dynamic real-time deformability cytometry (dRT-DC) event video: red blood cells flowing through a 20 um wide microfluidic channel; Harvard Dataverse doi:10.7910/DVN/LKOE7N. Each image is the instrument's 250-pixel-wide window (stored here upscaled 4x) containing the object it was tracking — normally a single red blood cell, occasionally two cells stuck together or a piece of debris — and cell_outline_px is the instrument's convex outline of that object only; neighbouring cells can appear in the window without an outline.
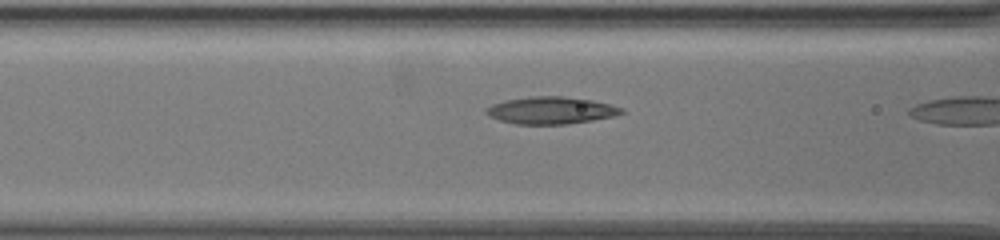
{"species": "common noctule bat (a hibernating species)", "species_latin": "Nyctalus noctula", "temperature_condition": "warm", "stored_images_in_passage": 10, "camera_frame_rate_fps": 3000, "um_per_image_px": 0.085, "animal": {"sex": "female", "body_mass_g": 19.5, "forearm_length_mm": 54.1}, "frame": {"image": 1, "passage_image": 9, "time_ms": 2.667, "image_size_px": [1000, 240], "cell_outline_px": [[624, 112], [616, 116], [568, 124], [516, 124], [500, 120], [488, 116], [484, 112], [484, 108], [492, 104], [504, 100], [528, 96], [564, 96], [592, 100], [624, 108]], "centroid_in_image_um": [46.8, 9.37], "position_along_channel_um": 119.8, "area_um2": 21.62}}